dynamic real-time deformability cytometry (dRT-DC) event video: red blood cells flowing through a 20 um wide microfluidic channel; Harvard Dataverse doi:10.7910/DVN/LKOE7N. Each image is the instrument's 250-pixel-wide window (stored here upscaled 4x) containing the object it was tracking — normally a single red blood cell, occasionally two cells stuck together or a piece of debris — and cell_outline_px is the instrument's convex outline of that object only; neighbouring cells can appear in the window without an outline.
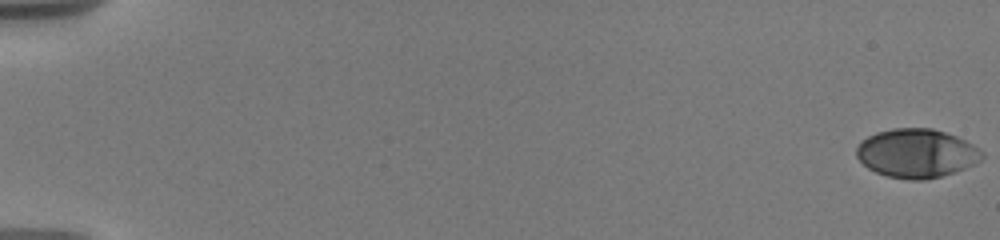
{"species": "human", "species_latin": "Homo sapiens", "temperature_condition": "warm", "stored_images_in_passage": 16, "camera_frame_rate_fps": 3000, "um_per_image_px": 0.085, "donor": {"sex": "male"}, "frame": {"image": 1, "passage_image": 1, "time_ms": 0.0, "image_size_px": [1000, 240], "cell_outline_px": [[984, 156], [980, 160], [956, 172], [924, 180], [908, 180], [888, 176], [876, 172], [868, 168], [856, 156], [856, 148], [860, 140], [876, 132], [892, 128], [932, 128], [956, 136], [980, 148], [984, 152]], "centroid_in_image_um": [77.89, 13.02], "position_along_channel_um": 7.1, "area_um2": 35.78}}
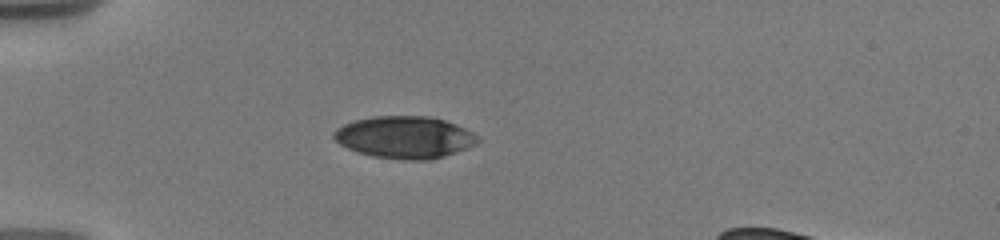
{"frame": {"image": 2, "passage_image": 11, "time_ms": 5.667, "image_size_px": [1000, 240], "cell_outline_px": [[480, 140], [476, 144], [468, 148], [444, 156], [428, 160], [400, 160], [372, 156], [356, 152], [340, 144], [332, 136], [336, 128], [344, 124], [356, 120], [376, 116], [428, 116], [444, 120], [456, 124], [472, 132]], "centroid_in_image_um": [34.39, 11.67], "position_along_channel_um": 50.6, "area_um2": 35.32}}
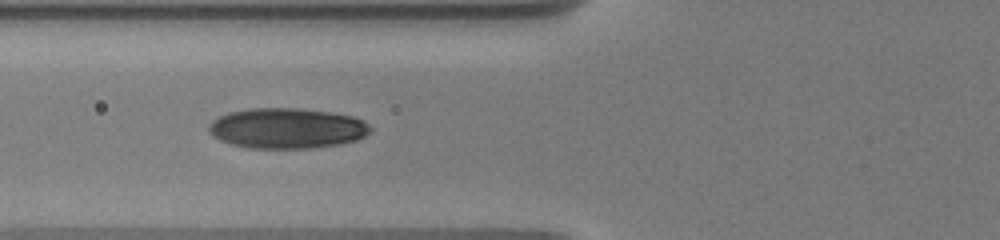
{"frame": {"image": 3, "passage_image": 15, "time_ms": 7.667, "image_size_px": [1000, 240], "cell_outline_px": [[372, 128], [364, 136], [356, 140], [340, 144], [308, 148], [252, 148], [232, 144], [220, 140], [212, 136], [208, 128], [208, 124], [212, 120], [228, 112], [248, 108], [296, 108], [332, 112], [352, 116], [364, 120]], "centroid_in_image_um": [24.38, 10.89], "position_along_channel_um": 101.4, "area_um2": 38.09}}